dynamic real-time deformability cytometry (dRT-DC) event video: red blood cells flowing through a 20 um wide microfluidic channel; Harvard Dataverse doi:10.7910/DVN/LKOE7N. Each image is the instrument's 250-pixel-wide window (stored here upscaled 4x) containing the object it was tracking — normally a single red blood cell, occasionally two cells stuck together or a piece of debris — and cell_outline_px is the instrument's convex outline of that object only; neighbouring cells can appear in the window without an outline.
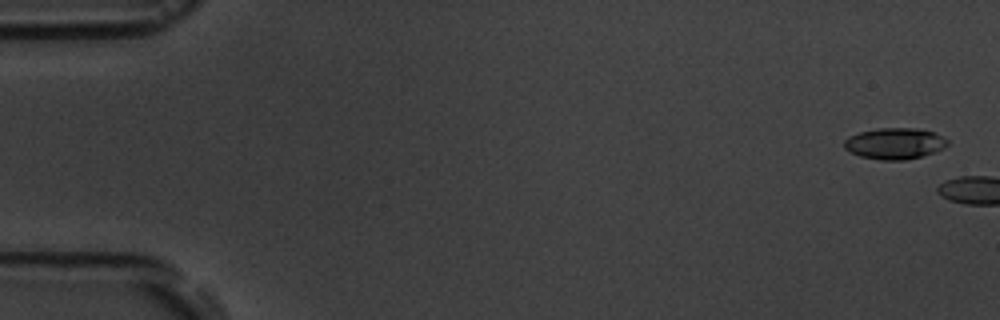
{"species": "common noctule bat (a hibernating species)", "species_latin": "Nyctalus noctula", "temperature_condition": "room temperature", "stored_images_in_passage": 9, "camera_frame_rate_fps": 3000, "um_per_image_px": 0.085, "animal": {"sex": "male", "body_mass_g": 19.5, "forearm_length_mm": 54.6}, "frame": {"image": 1, "passage_image": 1, "time_ms": 0.0, "image_size_px": [1000, 320], "cell_outline_px": [[948, 144], [944, 148], [920, 156], [904, 160], [880, 160], [860, 156], [844, 148], [844, 140], [848, 136], [860, 132], [880, 128], [916, 128], [932, 132], [948, 140]], "centroid_in_image_um": [76.02, 12.19], "position_along_channel_um": 9.0, "area_um2": 18.55}}
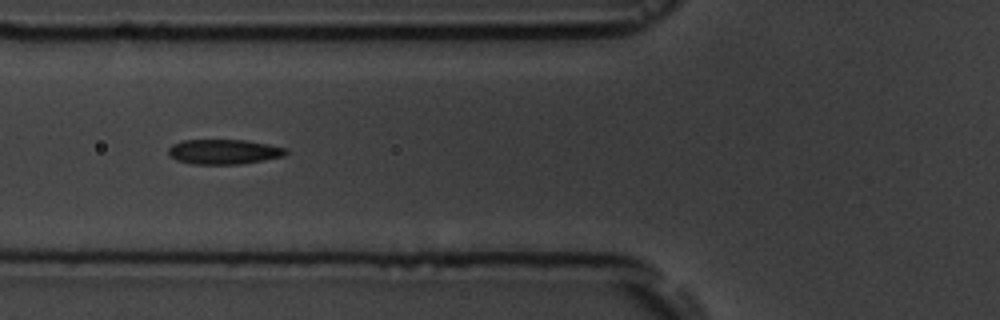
{"frame": {"image": 2, "passage_image": 7, "time_ms": 8.0, "image_size_px": [1000, 320], "cell_outline_px": [[288, 152], [284, 156], [264, 160], [240, 164], [192, 164], [176, 160], [168, 156], [168, 148], [172, 144], [184, 140], [244, 140], [268, 144], [288, 148]], "centroid_in_image_um": [19.02, 12.9], "position_along_channel_um": 106.8, "area_um2": 17.17}}
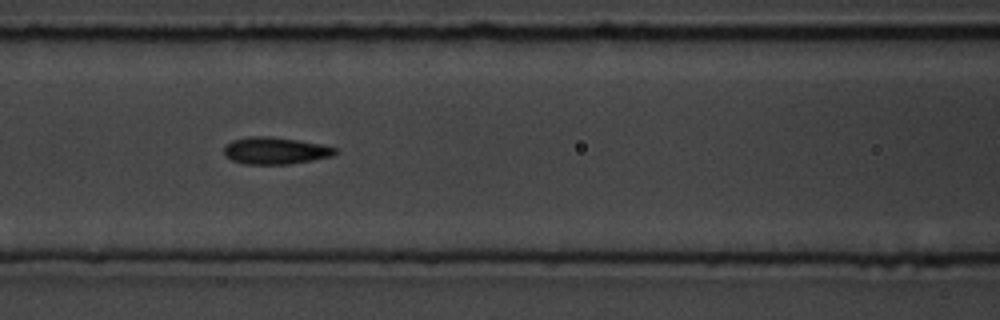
{"frame": {"image": 3, "passage_image": 8, "time_ms": 9.0, "image_size_px": [1000, 320], "cell_outline_px": [[336, 152], [332, 156], [312, 160], [288, 164], [244, 164], [232, 160], [224, 156], [224, 144], [232, 140], [248, 136], [268, 136], [296, 140], [320, 144], [336, 148]], "centroid_in_image_um": [23.33, 12.8], "position_along_channel_um": 143.3, "area_um2": 17.46}}